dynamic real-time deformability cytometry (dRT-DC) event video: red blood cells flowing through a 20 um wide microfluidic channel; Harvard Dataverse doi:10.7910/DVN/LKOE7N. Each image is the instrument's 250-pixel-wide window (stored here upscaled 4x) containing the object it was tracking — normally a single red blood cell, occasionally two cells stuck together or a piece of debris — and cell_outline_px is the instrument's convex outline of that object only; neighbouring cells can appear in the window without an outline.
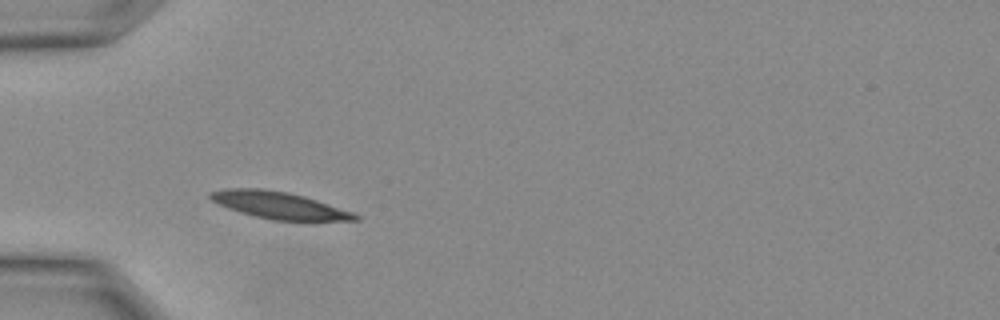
{"species": "Egyptian fruit bat (a non-hibernating species)", "species_latin": "Rousettus aegyptiacus", "temperature_condition": "warm", "stored_images_in_passage": 11, "camera_frame_rate_fps": 3000, "um_per_image_px": 0.085, "animal": {"sex": "female"}, "frame": {"image": 1, "passage_image": 4, "time_ms": 1.0, "image_size_px": [1000, 320], "cell_outline_px": [[360, 220], [272, 220], [240, 212], [228, 208], [212, 200], [208, 196], [208, 192], [228, 188], [260, 188], [288, 192], [304, 196], [352, 212], [360, 216]], "centroid_in_image_um": [23.68, 17.43], "position_along_channel_um": 61.3, "area_um2": 22.43}}
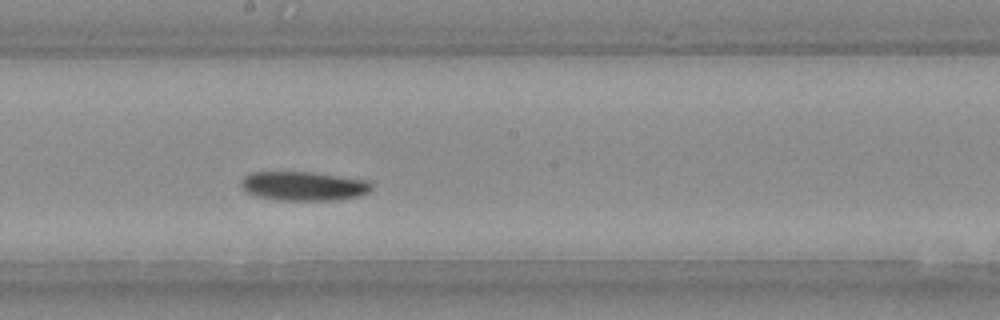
{"frame": {"image": 2, "passage_image": 11, "time_ms": 3.333, "image_size_px": [1000, 320], "cell_outline_px": [[372, 188], [368, 192], [360, 196], [336, 200], [276, 200], [256, 196], [248, 192], [240, 184], [240, 180], [244, 176], [252, 172], [308, 172], [368, 180], [372, 184]], "centroid_in_image_um": [25.8, 15.82], "position_along_channel_um": 222.4, "area_um2": 22.08}}